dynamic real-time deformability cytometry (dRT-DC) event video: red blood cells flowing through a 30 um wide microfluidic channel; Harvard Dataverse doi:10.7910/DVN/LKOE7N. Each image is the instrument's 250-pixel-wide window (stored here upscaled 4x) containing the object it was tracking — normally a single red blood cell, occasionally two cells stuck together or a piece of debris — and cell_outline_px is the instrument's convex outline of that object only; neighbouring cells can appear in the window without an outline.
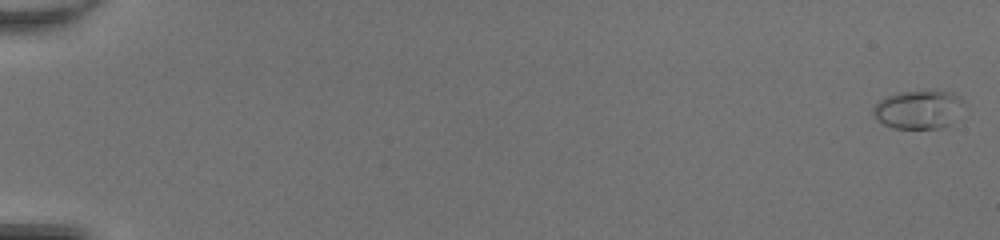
{"species": "common noctule bat (a hibernating species)", "species_latin": "Nyctalus noctula", "temperature_condition": "room temperature", "stored_images_in_passage": 50, "camera_frame_rate_fps": 3000, "um_per_image_px": 0.085, "animal": {"sex": "female", "body_mass_g": 20.0, "forearm_length_mm": 54.0}, "frame": {"image": 1, "passage_image": 1, "time_ms": 0.0, "image_size_px": [1000, 240], "cell_outline_px": [[964, 100], [952, 120], [948, 124], [940, 128], [892, 128], [876, 120], [872, 112], [872, 108], [884, 96], [896, 92], [924, 88], [932, 88], [956, 92]], "centroid_in_image_um": [78.03, 9.23], "position_along_channel_um": 7.0, "area_um2": 20.98}}
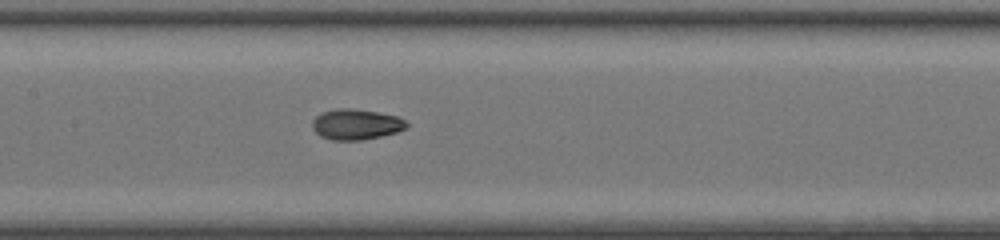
{"frame": {"image": 2, "passage_image": 27, "time_ms": 8.667, "image_size_px": [1000, 240], "cell_outline_px": [[408, 128], [396, 132], [380, 136], [360, 140], [332, 140], [320, 136], [312, 128], [312, 120], [320, 112], [336, 108], [352, 108], [376, 112], [396, 116], [404, 120], [408, 124]], "centroid_in_image_um": [30.23, 10.56], "position_along_channel_um": 177.2, "area_um2": 16.82}}
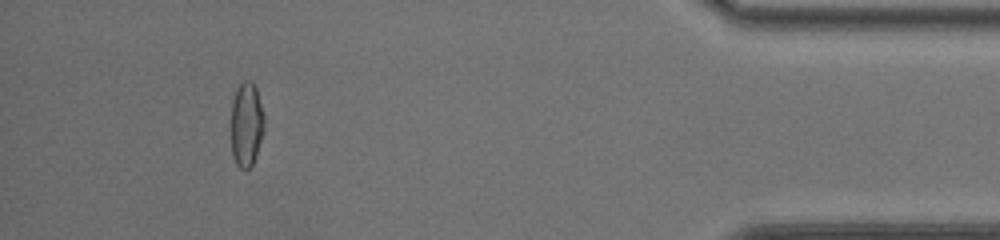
{"frame": {"image": 3, "passage_image": 47, "time_ms": 15.333, "image_size_px": [1000, 240], "cell_outline_px": [[264, 132], [256, 156], [252, 164], [244, 172], [236, 164], [232, 156], [232, 100], [236, 88], [244, 80], [252, 80], [256, 88], [264, 116]], "centroid_in_image_um": [20.95, 10.58], "position_along_channel_um": 414.2, "area_um2": 16.47}, "authors_computed_cell_mechanics": {"area_um2": 16.5597, "velocity_mm_per_s": 4.3187, "shape_relaxation_time_tau1_ms": 9.4931, "shape_relaxation_time_tau2_ms": 1.2499, "deformation_change_tau1": 0.2497, "deformation_change_tau2": 0.0604}}